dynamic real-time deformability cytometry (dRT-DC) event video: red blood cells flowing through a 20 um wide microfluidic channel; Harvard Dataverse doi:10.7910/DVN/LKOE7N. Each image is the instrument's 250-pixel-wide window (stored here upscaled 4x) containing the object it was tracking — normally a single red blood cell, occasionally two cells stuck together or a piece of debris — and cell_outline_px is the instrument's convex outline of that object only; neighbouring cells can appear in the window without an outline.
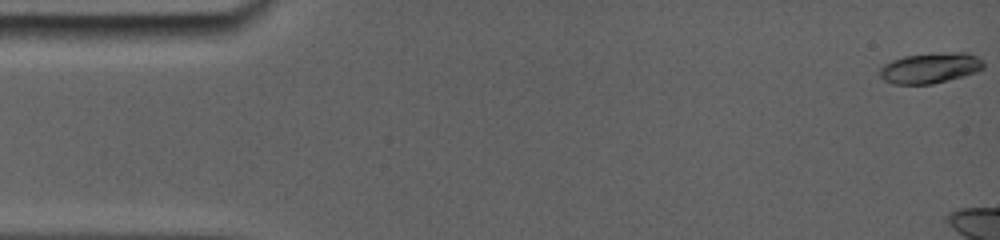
{"species": "common noctule bat (a hibernating species)", "species_latin": "Nyctalus noctula", "temperature_condition": "room temperature", "stored_images_in_passage": 18, "camera_frame_rate_fps": 5000, "um_per_image_px": 0.085, "animal": {"sex": "female", "body_mass_g": 19.0, "forearm_length_mm": 56.7}, "frame": {"image": 1, "passage_image": 1, "time_ms": 0.0, "image_size_px": [1000, 240], "cell_outline_px": [[984, 68], [976, 72], [964, 76], [932, 84], [892, 84], [884, 80], [880, 76], [880, 68], [884, 64], [892, 60], [904, 56], [932, 52], [968, 52], [976, 56], [984, 64]], "centroid_in_image_um": [79.07, 5.76], "position_along_channel_um": 5.9, "area_um2": 18.67}}
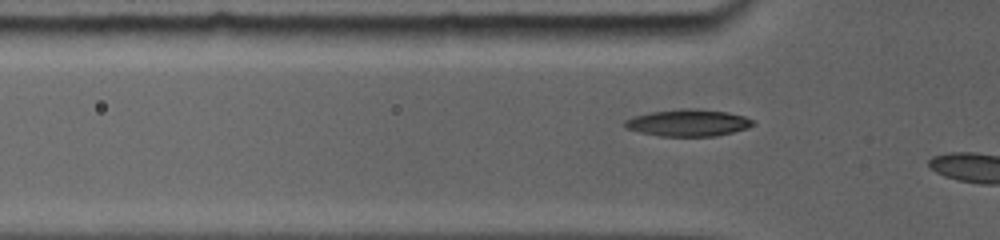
{"frame": {"image": 2, "passage_image": 15, "time_ms": 5.0, "image_size_px": [1000, 240], "cell_outline_px": [[752, 124], [744, 128], [732, 132], [712, 136], [660, 136], [628, 128], [624, 124], [624, 120], [636, 116], [652, 112], [680, 108], [688, 108], [728, 112], [744, 116], [752, 120]], "centroid_in_image_um": [58.48, 10.43], "position_along_channel_um": 67.3, "area_um2": 19.48}}